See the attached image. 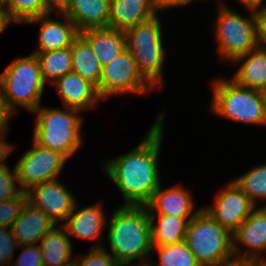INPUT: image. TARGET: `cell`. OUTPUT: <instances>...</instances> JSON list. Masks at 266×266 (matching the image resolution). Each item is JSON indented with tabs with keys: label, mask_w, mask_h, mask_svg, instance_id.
<instances>
[{
	"label": "cell",
	"mask_w": 266,
	"mask_h": 266,
	"mask_svg": "<svg viewBox=\"0 0 266 266\" xmlns=\"http://www.w3.org/2000/svg\"><path fill=\"white\" fill-rule=\"evenodd\" d=\"M164 114L162 110L138 146L106 161L103 166L104 172L121 191L123 205L146 206L161 184L158 156L164 134Z\"/></svg>",
	"instance_id": "obj_1"
},
{
	"label": "cell",
	"mask_w": 266,
	"mask_h": 266,
	"mask_svg": "<svg viewBox=\"0 0 266 266\" xmlns=\"http://www.w3.org/2000/svg\"><path fill=\"white\" fill-rule=\"evenodd\" d=\"M109 219L107 239L114 260L129 266L141 259L135 266H148L146 257L152 253L153 246L147 206L123 205Z\"/></svg>",
	"instance_id": "obj_2"
},
{
	"label": "cell",
	"mask_w": 266,
	"mask_h": 266,
	"mask_svg": "<svg viewBox=\"0 0 266 266\" xmlns=\"http://www.w3.org/2000/svg\"><path fill=\"white\" fill-rule=\"evenodd\" d=\"M35 121L33 141L70 158L82 144L81 127L83 116L80 110L65 107L46 108L41 105L33 112Z\"/></svg>",
	"instance_id": "obj_3"
},
{
	"label": "cell",
	"mask_w": 266,
	"mask_h": 266,
	"mask_svg": "<svg viewBox=\"0 0 266 266\" xmlns=\"http://www.w3.org/2000/svg\"><path fill=\"white\" fill-rule=\"evenodd\" d=\"M185 242L201 266H227L235 262L232 234L203 208L189 221Z\"/></svg>",
	"instance_id": "obj_4"
},
{
	"label": "cell",
	"mask_w": 266,
	"mask_h": 266,
	"mask_svg": "<svg viewBox=\"0 0 266 266\" xmlns=\"http://www.w3.org/2000/svg\"><path fill=\"white\" fill-rule=\"evenodd\" d=\"M46 83L35 54L15 58L0 75V89L7 107L14 114L16 107L32 113L40 106Z\"/></svg>",
	"instance_id": "obj_5"
},
{
	"label": "cell",
	"mask_w": 266,
	"mask_h": 266,
	"mask_svg": "<svg viewBox=\"0 0 266 266\" xmlns=\"http://www.w3.org/2000/svg\"><path fill=\"white\" fill-rule=\"evenodd\" d=\"M124 38L126 49L136 62L138 72L153 88H161L166 53L163 49L162 25L158 15L126 30Z\"/></svg>",
	"instance_id": "obj_6"
},
{
	"label": "cell",
	"mask_w": 266,
	"mask_h": 266,
	"mask_svg": "<svg viewBox=\"0 0 266 266\" xmlns=\"http://www.w3.org/2000/svg\"><path fill=\"white\" fill-rule=\"evenodd\" d=\"M215 24L218 54L233 62L260 46V12L249 10L248 17H242L226 4L219 6Z\"/></svg>",
	"instance_id": "obj_7"
},
{
	"label": "cell",
	"mask_w": 266,
	"mask_h": 266,
	"mask_svg": "<svg viewBox=\"0 0 266 266\" xmlns=\"http://www.w3.org/2000/svg\"><path fill=\"white\" fill-rule=\"evenodd\" d=\"M212 85L213 113L242 124L266 126V106L258 90L238 86L223 77L216 78Z\"/></svg>",
	"instance_id": "obj_8"
},
{
	"label": "cell",
	"mask_w": 266,
	"mask_h": 266,
	"mask_svg": "<svg viewBox=\"0 0 266 266\" xmlns=\"http://www.w3.org/2000/svg\"><path fill=\"white\" fill-rule=\"evenodd\" d=\"M154 88L138 72L131 53L125 49L101 70L97 91L102 99L116 94L135 93L144 95Z\"/></svg>",
	"instance_id": "obj_9"
},
{
	"label": "cell",
	"mask_w": 266,
	"mask_h": 266,
	"mask_svg": "<svg viewBox=\"0 0 266 266\" xmlns=\"http://www.w3.org/2000/svg\"><path fill=\"white\" fill-rule=\"evenodd\" d=\"M15 165L18 186L22 192L46 181L59 179L67 158L59 152L40 146L33 141Z\"/></svg>",
	"instance_id": "obj_10"
},
{
	"label": "cell",
	"mask_w": 266,
	"mask_h": 266,
	"mask_svg": "<svg viewBox=\"0 0 266 266\" xmlns=\"http://www.w3.org/2000/svg\"><path fill=\"white\" fill-rule=\"evenodd\" d=\"M214 202L213 206L203 209L231 234L257 206L232 180L221 189Z\"/></svg>",
	"instance_id": "obj_11"
},
{
	"label": "cell",
	"mask_w": 266,
	"mask_h": 266,
	"mask_svg": "<svg viewBox=\"0 0 266 266\" xmlns=\"http://www.w3.org/2000/svg\"><path fill=\"white\" fill-rule=\"evenodd\" d=\"M233 255L239 262H261L262 252H266V204L264 207L255 208L250 216L232 234ZM247 246L248 251L241 253L236 244ZM236 253V254H235Z\"/></svg>",
	"instance_id": "obj_12"
},
{
	"label": "cell",
	"mask_w": 266,
	"mask_h": 266,
	"mask_svg": "<svg viewBox=\"0 0 266 266\" xmlns=\"http://www.w3.org/2000/svg\"><path fill=\"white\" fill-rule=\"evenodd\" d=\"M27 202L44 212L53 222L66 221L73 210L76 198L58 179L46 181L31 187Z\"/></svg>",
	"instance_id": "obj_13"
},
{
	"label": "cell",
	"mask_w": 266,
	"mask_h": 266,
	"mask_svg": "<svg viewBox=\"0 0 266 266\" xmlns=\"http://www.w3.org/2000/svg\"><path fill=\"white\" fill-rule=\"evenodd\" d=\"M51 13L34 17L25 24L41 22L38 48L34 52H47L72 46L74 39L79 35L75 24L64 14L65 23L50 18Z\"/></svg>",
	"instance_id": "obj_14"
},
{
	"label": "cell",
	"mask_w": 266,
	"mask_h": 266,
	"mask_svg": "<svg viewBox=\"0 0 266 266\" xmlns=\"http://www.w3.org/2000/svg\"><path fill=\"white\" fill-rule=\"evenodd\" d=\"M110 0H67L60 15H66L78 32L108 28Z\"/></svg>",
	"instance_id": "obj_15"
},
{
	"label": "cell",
	"mask_w": 266,
	"mask_h": 266,
	"mask_svg": "<svg viewBox=\"0 0 266 266\" xmlns=\"http://www.w3.org/2000/svg\"><path fill=\"white\" fill-rule=\"evenodd\" d=\"M55 86L65 107L80 110L92 109L101 99L97 87L80 75L70 72L56 80Z\"/></svg>",
	"instance_id": "obj_16"
},
{
	"label": "cell",
	"mask_w": 266,
	"mask_h": 266,
	"mask_svg": "<svg viewBox=\"0 0 266 266\" xmlns=\"http://www.w3.org/2000/svg\"><path fill=\"white\" fill-rule=\"evenodd\" d=\"M53 222L44 212L26 202L20 216L10 227L19 246L37 244L54 227Z\"/></svg>",
	"instance_id": "obj_17"
},
{
	"label": "cell",
	"mask_w": 266,
	"mask_h": 266,
	"mask_svg": "<svg viewBox=\"0 0 266 266\" xmlns=\"http://www.w3.org/2000/svg\"><path fill=\"white\" fill-rule=\"evenodd\" d=\"M76 205L77 202H75L73 210L67 216L65 223H62L69 237L72 235L88 241L100 239L105 224L107 223L102 203L97 202V204L82 208L78 211Z\"/></svg>",
	"instance_id": "obj_18"
},
{
	"label": "cell",
	"mask_w": 266,
	"mask_h": 266,
	"mask_svg": "<svg viewBox=\"0 0 266 266\" xmlns=\"http://www.w3.org/2000/svg\"><path fill=\"white\" fill-rule=\"evenodd\" d=\"M146 206L149 214L158 213L176 217H194L200 211H193L194 202L191 194L180 185L162 190L160 184Z\"/></svg>",
	"instance_id": "obj_19"
},
{
	"label": "cell",
	"mask_w": 266,
	"mask_h": 266,
	"mask_svg": "<svg viewBox=\"0 0 266 266\" xmlns=\"http://www.w3.org/2000/svg\"><path fill=\"white\" fill-rule=\"evenodd\" d=\"M156 15L150 0H110L108 28L125 32Z\"/></svg>",
	"instance_id": "obj_20"
},
{
	"label": "cell",
	"mask_w": 266,
	"mask_h": 266,
	"mask_svg": "<svg viewBox=\"0 0 266 266\" xmlns=\"http://www.w3.org/2000/svg\"><path fill=\"white\" fill-rule=\"evenodd\" d=\"M103 67L126 49L124 32L111 28L88 29L79 33Z\"/></svg>",
	"instance_id": "obj_21"
},
{
	"label": "cell",
	"mask_w": 266,
	"mask_h": 266,
	"mask_svg": "<svg viewBox=\"0 0 266 266\" xmlns=\"http://www.w3.org/2000/svg\"><path fill=\"white\" fill-rule=\"evenodd\" d=\"M43 266H72V242L66 229L55 226L39 242Z\"/></svg>",
	"instance_id": "obj_22"
},
{
	"label": "cell",
	"mask_w": 266,
	"mask_h": 266,
	"mask_svg": "<svg viewBox=\"0 0 266 266\" xmlns=\"http://www.w3.org/2000/svg\"><path fill=\"white\" fill-rule=\"evenodd\" d=\"M239 61L243 62L231 80L238 86L259 91L266 84V50L259 46L232 63Z\"/></svg>",
	"instance_id": "obj_23"
},
{
	"label": "cell",
	"mask_w": 266,
	"mask_h": 266,
	"mask_svg": "<svg viewBox=\"0 0 266 266\" xmlns=\"http://www.w3.org/2000/svg\"><path fill=\"white\" fill-rule=\"evenodd\" d=\"M149 217L152 246H164L185 241L188 223L193 218L163 214H149Z\"/></svg>",
	"instance_id": "obj_24"
},
{
	"label": "cell",
	"mask_w": 266,
	"mask_h": 266,
	"mask_svg": "<svg viewBox=\"0 0 266 266\" xmlns=\"http://www.w3.org/2000/svg\"><path fill=\"white\" fill-rule=\"evenodd\" d=\"M72 72L98 87L102 66L88 42L79 34L71 46Z\"/></svg>",
	"instance_id": "obj_25"
},
{
	"label": "cell",
	"mask_w": 266,
	"mask_h": 266,
	"mask_svg": "<svg viewBox=\"0 0 266 266\" xmlns=\"http://www.w3.org/2000/svg\"><path fill=\"white\" fill-rule=\"evenodd\" d=\"M39 62L45 83H54L65 74L72 72L71 47L47 52H33Z\"/></svg>",
	"instance_id": "obj_26"
},
{
	"label": "cell",
	"mask_w": 266,
	"mask_h": 266,
	"mask_svg": "<svg viewBox=\"0 0 266 266\" xmlns=\"http://www.w3.org/2000/svg\"><path fill=\"white\" fill-rule=\"evenodd\" d=\"M53 10L47 0H5L4 15L10 23H25Z\"/></svg>",
	"instance_id": "obj_27"
},
{
	"label": "cell",
	"mask_w": 266,
	"mask_h": 266,
	"mask_svg": "<svg viewBox=\"0 0 266 266\" xmlns=\"http://www.w3.org/2000/svg\"><path fill=\"white\" fill-rule=\"evenodd\" d=\"M154 249L159 254V264L148 263V266H201L185 241L164 246H153L152 252Z\"/></svg>",
	"instance_id": "obj_28"
},
{
	"label": "cell",
	"mask_w": 266,
	"mask_h": 266,
	"mask_svg": "<svg viewBox=\"0 0 266 266\" xmlns=\"http://www.w3.org/2000/svg\"><path fill=\"white\" fill-rule=\"evenodd\" d=\"M233 182L256 205V200H266V164L259 165L242 176L233 179Z\"/></svg>",
	"instance_id": "obj_29"
},
{
	"label": "cell",
	"mask_w": 266,
	"mask_h": 266,
	"mask_svg": "<svg viewBox=\"0 0 266 266\" xmlns=\"http://www.w3.org/2000/svg\"><path fill=\"white\" fill-rule=\"evenodd\" d=\"M27 202L26 192H21L17 197L0 202V226L10 228Z\"/></svg>",
	"instance_id": "obj_30"
},
{
	"label": "cell",
	"mask_w": 266,
	"mask_h": 266,
	"mask_svg": "<svg viewBox=\"0 0 266 266\" xmlns=\"http://www.w3.org/2000/svg\"><path fill=\"white\" fill-rule=\"evenodd\" d=\"M74 266H122L100 244L90 248L88 254L74 260Z\"/></svg>",
	"instance_id": "obj_31"
},
{
	"label": "cell",
	"mask_w": 266,
	"mask_h": 266,
	"mask_svg": "<svg viewBox=\"0 0 266 266\" xmlns=\"http://www.w3.org/2000/svg\"><path fill=\"white\" fill-rule=\"evenodd\" d=\"M9 166L0 168V202L17 197L22 191L18 184L16 168L12 172ZM18 187V188H17Z\"/></svg>",
	"instance_id": "obj_32"
},
{
	"label": "cell",
	"mask_w": 266,
	"mask_h": 266,
	"mask_svg": "<svg viewBox=\"0 0 266 266\" xmlns=\"http://www.w3.org/2000/svg\"><path fill=\"white\" fill-rule=\"evenodd\" d=\"M18 247L11 228L0 226V266L12 265L15 256L14 249Z\"/></svg>",
	"instance_id": "obj_33"
},
{
	"label": "cell",
	"mask_w": 266,
	"mask_h": 266,
	"mask_svg": "<svg viewBox=\"0 0 266 266\" xmlns=\"http://www.w3.org/2000/svg\"><path fill=\"white\" fill-rule=\"evenodd\" d=\"M20 248L24 249L11 266H43L41 250L37 244L22 245Z\"/></svg>",
	"instance_id": "obj_34"
},
{
	"label": "cell",
	"mask_w": 266,
	"mask_h": 266,
	"mask_svg": "<svg viewBox=\"0 0 266 266\" xmlns=\"http://www.w3.org/2000/svg\"><path fill=\"white\" fill-rule=\"evenodd\" d=\"M151 5L155 12L162 11L163 9L186 6L191 0H150Z\"/></svg>",
	"instance_id": "obj_35"
},
{
	"label": "cell",
	"mask_w": 266,
	"mask_h": 266,
	"mask_svg": "<svg viewBox=\"0 0 266 266\" xmlns=\"http://www.w3.org/2000/svg\"><path fill=\"white\" fill-rule=\"evenodd\" d=\"M13 113L10 111V109L7 107V104L2 96V92L0 89V131L6 130L8 128L9 119H11V116Z\"/></svg>",
	"instance_id": "obj_36"
},
{
	"label": "cell",
	"mask_w": 266,
	"mask_h": 266,
	"mask_svg": "<svg viewBox=\"0 0 266 266\" xmlns=\"http://www.w3.org/2000/svg\"><path fill=\"white\" fill-rule=\"evenodd\" d=\"M7 130L8 129L0 131V168L6 166L5 160L9 156L10 152H12L14 149L13 144H11L10 142H6L3 139L4 138L3 136L5 135Z\"/></svg>",
	"instance_id": "obj_37"
},
{
	"label": "cell",
	"mask_w": 266,
	"mask_h": 266,
	"mask_svg": "<svg viewBox=\"0 0 266 266\" xmlns=\"http://www.w3.org/2000/svg\"><path fill=\"white\" fill-rule=\"evenodd\" d=\"M260 46L266 50V9L260 12Z\"/></svg>",
	"instance_id": "obj_38"
},
{
	"label": "cell",
	"mask_w": 266,
	"mask_h": 266,
	"mask_svg": "<svg viewBox=\"0 0 266 266\" xmlns=\"http://www.w3.org/2000/svg\"><path fill=\"white\" fill-rule=\"evenodd\" d=\"M240 3L245 5V8L252 9L258 12H262L266 9V5L262 7L264 0H239ZM262 7V8H260Z\"/></svg>",
	"instance_id": "obj_39"
},
{
	"label": "cell",
	"mask_w": 266,
	"mask_h": 266,
	"mask_svg": "<svg viewBox=\"0 0 266 266\" xmlns=\"http://www.w3.org/2000/svg\"><path fill=\"white\" fill-rule=\"evenodd\" d=\"M67 0H47V3L58 12L63 8Z\"/></svg>",
	"instance_id": "obj_40"
},
{
	"label": "cell",
	"mask_w": 266,
	"mask_h": 266,
	"mask_svg": "<svg viewBox=\"0 0 266 266\" xmlns=\"http://www.w3.org/2000/svg\"><path fill=\"white\" fill-rule=\"evenodd\" d=\"M10 24L6 16L2 13H0V34L7 28V26Z\"/></svg>",
	"instance_id": "obj_41"
},
{
	"label": "cell",
	"mask_w": 266,
	"mask_h": 266,
	"mask_svg": "<svg viewBox=\"0 0 266 266\" xmlns=\"http://www.w3.org/2000/svg\"><path fill=\"white\" fill-rule=\"evenodd\" d=\"M227 266H259V262H239L235 261Z\"/></svg>",
	"instance_id": "obj_42"
},
{
	"label": "cell",
	"mask_w": 266,
	"mask_h": 266,
	"mask_svg": "<svg viewBox=\"0 0 266 266\" xmlns=\"http://www.w3.org/2000/svg\"><path fill=\"white\" fill-rule=\"evenodd\" d=\"M261 99L263 100L265 106H266V84L259 90Z\"/></svg>",
	"instance_id": "obj_43"
},
{
	"label": "cell",
	"mask_w": 266,
	"mask_h": 266,
	"mask_svg": "<svg viewBox=\"0 0 266 266\" xmlns=\"http://www.w3.org/2000/svg\"><path fill=\"white\" fill-rule=\"evenodd\" d=\"M5 0H0V13L4 14Z\"/></svg>",
	"instance_id": "obj_44"
},
{
	"label": "cell",
	"mask_w": 266,
	"mask_h": 266,
	"mask_svg": "<svg viewBox=\"0 0 266 266\" xmlns=\"http://www.w3.org/2000/svg\"><path fill=\"white\" fill-rule=\"evenodd\" d=\"M259 266H266V261L259 262Z\"/></svg>",
	"instance_id": "obj_45"
}]
</instances>
